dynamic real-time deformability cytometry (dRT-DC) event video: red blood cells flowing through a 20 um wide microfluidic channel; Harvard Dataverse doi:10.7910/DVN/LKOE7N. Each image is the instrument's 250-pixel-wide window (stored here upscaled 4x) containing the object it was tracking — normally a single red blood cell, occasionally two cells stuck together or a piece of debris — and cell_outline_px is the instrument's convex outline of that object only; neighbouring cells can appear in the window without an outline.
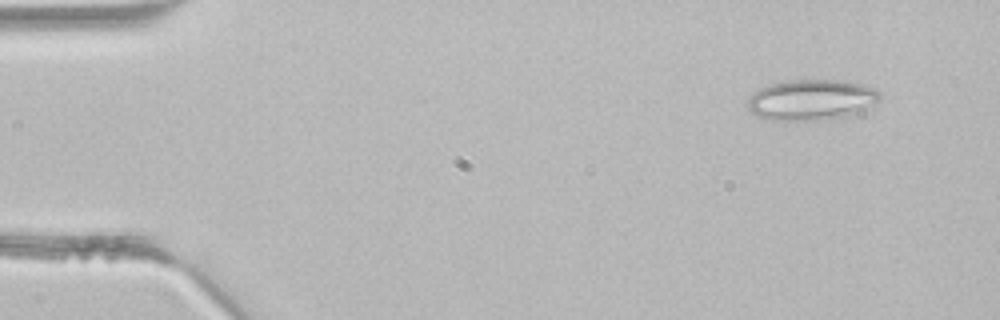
{"species": "common noctule bat (a hibernating species)", "species_latin": "Nyctalus noctula", "temperature_condition": "room temperature", "stored_images_in_passage": 3, "camera_frame_rate_fps": 3000, "um_per_image_px": 0.085, "animal": {"sex": "male", "body_mass_g": 21.5, "forearm_length_mm": 52.0}, "frame": {"image": 1, "passage_image": 1, "time_ms": 0.0, "image_size_px": [1000, 320], "cell_outline_px": [[880, 96], [876, 100], [860, 112], [844, 116], [820, 120], [768, 120], [752, 112], [748, 108], [748, 96], [752, 92], [760, 88], [772, 84], [788, 80], [848, 80], [876, 88], [880, 92]], "centroid_in_image_um": [68.95, 8.47], "position_along_channel_um": 16.0, "area_um2": 31.27}}